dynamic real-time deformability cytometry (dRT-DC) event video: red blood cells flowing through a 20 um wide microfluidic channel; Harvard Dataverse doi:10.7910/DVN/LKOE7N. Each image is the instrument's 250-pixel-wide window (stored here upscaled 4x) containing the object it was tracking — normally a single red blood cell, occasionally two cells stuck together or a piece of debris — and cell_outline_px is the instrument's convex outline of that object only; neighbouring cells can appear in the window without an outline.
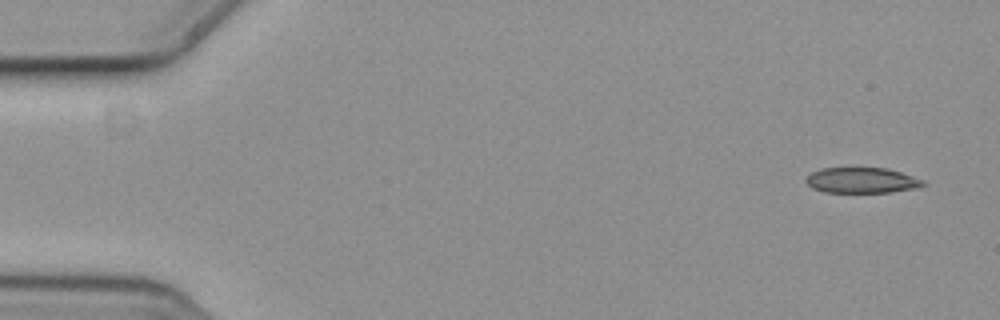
{"species": "common noctule bat (a hibernating species)", "species_latin": "Nyctalus noctula", "temperature_condition": "cold", "stored_images_in_passage": 4, "camera_frame_rate_fps": 3000, "um_per_image_px": 0.085, "animal": {"sex": "female", "body_mass_g": 19.3, "forearm_length_mm": 54.1}, "frame": {"image": 1, "passage_image": 1, "time_ms": 0.0, "image_size_px": [1000, 320], "cell_outline_px": [[928, 184], [920, 188], [892, 192], [824, 192], [812, 188], [804, 180], [812, 172], [820, 168], [888, 168], [924, 180]], "centroid_in_image_um": [73.29, 15.33], "position_along_channel_um": 11.7, "area_um2": 17.57}}